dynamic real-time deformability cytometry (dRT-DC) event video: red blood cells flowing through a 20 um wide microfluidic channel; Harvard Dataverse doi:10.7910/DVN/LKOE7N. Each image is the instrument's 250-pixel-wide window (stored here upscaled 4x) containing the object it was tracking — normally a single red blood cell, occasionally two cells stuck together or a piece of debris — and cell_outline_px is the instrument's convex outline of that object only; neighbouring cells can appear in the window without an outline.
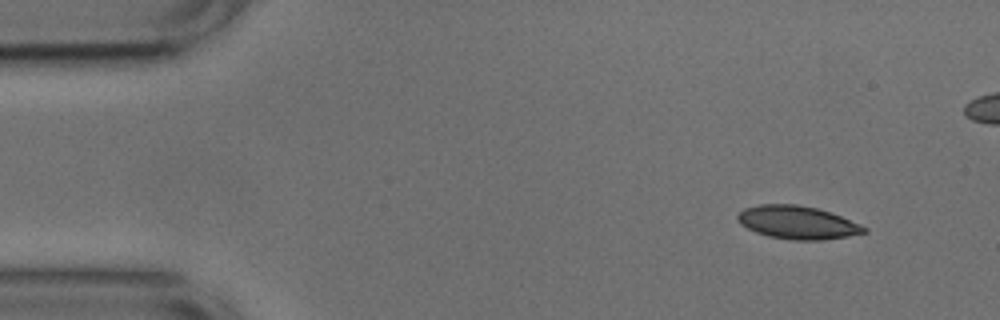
{"species": "common noctule bat (a hibernating species)", "species_latin": "Nyctalus noctula", "temperature_condition": "cold", "stored_images_in_passage": 53, "camera_frame_rate_fps": 3000, "um_per_image_px": 0.085, "animal": {"sex": "male", "body_mass_g": 17.9, "forearm_length_mm": 54.2}, "frame": {"image": 1, "passage_image": 4, "time_ms": 1.0, "image_size_px": [1000, 320], "cell_outline_px": [[868, 232], [848, 236], [824, 240], [788, 240], [768, 236], [756, 232], [740, 224], [736, 216], [744, 208], [760, 204], [796, 204], [816, 208], [832, 212], [868, 228]], "centroid_in_image_um": [67.79, 18.91], "position_along_channel_um": 17.2, "area_um2": 24.51}}
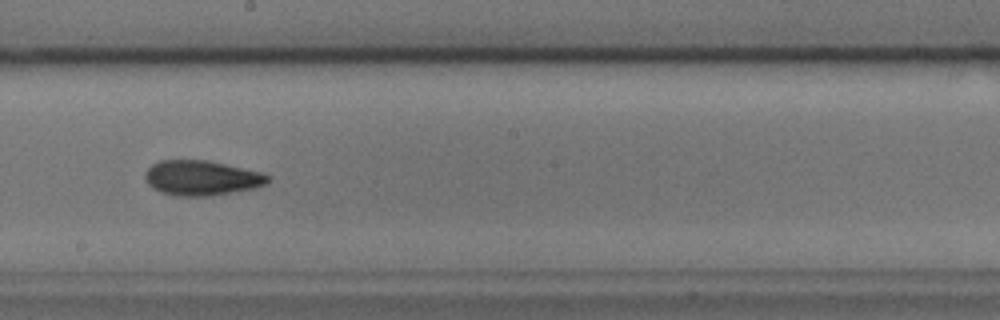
{"frame": {"image": 2, "passage_image": 28, "time_ms": 9.0, "image_size_px": [1000, 320], "cell_outline_px": [[272, 180], [268, 184], [256, 188], [208, 196], [180, 196], [160, 192], [152, 188], [144, 180], [144, 172], [152, 164], [160, 160], [208, 160], [264, 172], [272, 176]], "centroid_in_image_um": [17.18, 15.12], "position_along_channel_um": 231.0, "area_um2": 25.49}}
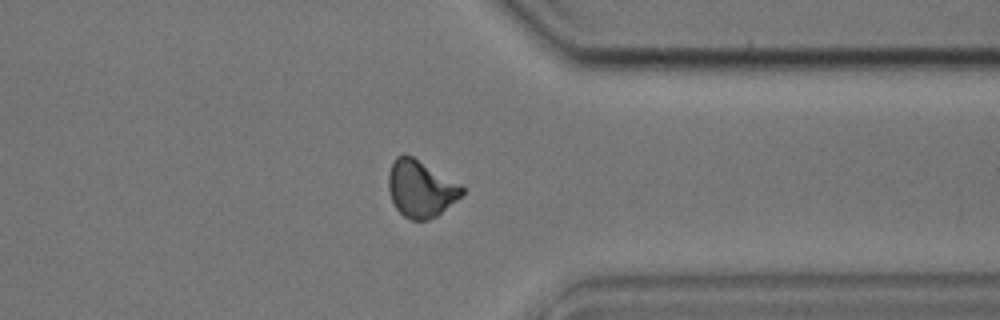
{"frame": {"image": 3, "passage_image": 40, "time_ms": 13.0, "image_size_px": [1000, 320], "cell_outline_px": [[464, 192], [456, 200], [436, 216], [428, 220], [412, 220], [404, 216], [396, 208], [392, 200], [388, 188], [388, 176], [392, 164], [396, 156], [404, 152], [412, 156], [460, 184], [464, 188]], "centroid_in_image_um": [35.73, 16.03], "position_along_channel_um": 375.7, "area_um2": 24.1}, "authors_computed_cell_mechanics": {"area_um2": 24.2182, "velocity_mm_per_s": 3.7463, "shape_relaxation_time_tau1_ms": 9.4682, "shape_relaxation_time_tau2_ms": 3.6894, "deformation_change_tau1": 0.1593, "deformation_change_tau2": 0.0867}}